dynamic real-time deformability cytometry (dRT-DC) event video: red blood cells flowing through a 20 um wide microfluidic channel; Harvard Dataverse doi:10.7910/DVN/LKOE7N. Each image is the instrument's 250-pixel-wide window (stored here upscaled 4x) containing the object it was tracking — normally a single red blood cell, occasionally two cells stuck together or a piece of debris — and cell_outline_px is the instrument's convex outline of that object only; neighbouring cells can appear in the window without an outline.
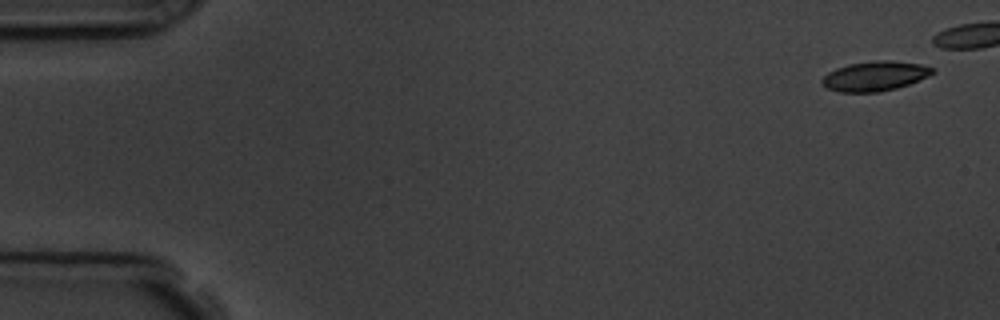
{"species": "common noctule bat (a hibernating species)", "species_latin": "Nyctalus noctula", "temperature_condition": "room temperature", "stored_images_in_passage": 7, "camera_frame_rate_fps": 3000, "um_per_image_px": 0.085, "animal": {"sex": "male", "body_mass_g": 19.5, "forearm_length_mm": 54.6}, "frame": {"image": 1, "passage_image": 1, "time_ms": 0.0, "image_size_px": [1000, 320], "cell_outline_px": [[936, 72], [928, 76], [908, 84], [896, 88], [876, 92], [840, 92], [828, 88], [820, 84], [820, 80], [828, 72], [836, 68], [848, 64], [872, 60], [892, 60], [920, 64], [932, 68]], "centroid_in_image_um": [74.33, 6.46], "position_along_channel_um": 10.7, "area_um2": 19.13}}
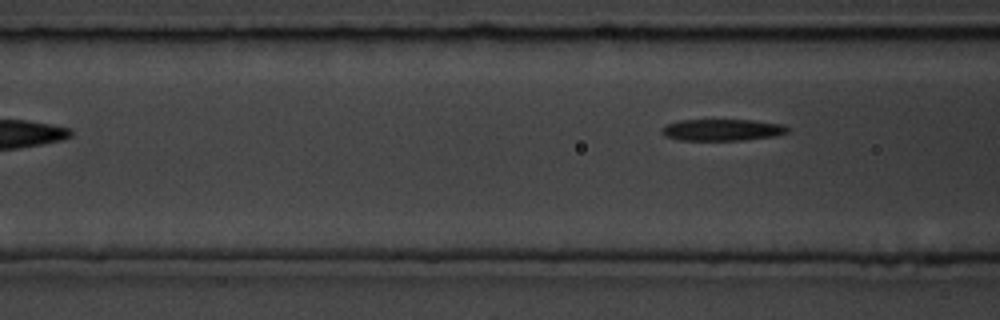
{"frame": {"image": 2, "passage_image": 7, "time_ms": 7.667, "image_size_px": [1000, 320], "cell_outline_px": [[788, 132], [776, 136], [744, 140], [676, 140], [664, 136], [660, 132], [660, 128], [664, 124], [680, 120], [752, 120], [784, 124], [788, 128]], "centroid_in_image_um": [61.33, 11.04], "position_along_channel_um": 105.3, "area_um2": 16.13}}